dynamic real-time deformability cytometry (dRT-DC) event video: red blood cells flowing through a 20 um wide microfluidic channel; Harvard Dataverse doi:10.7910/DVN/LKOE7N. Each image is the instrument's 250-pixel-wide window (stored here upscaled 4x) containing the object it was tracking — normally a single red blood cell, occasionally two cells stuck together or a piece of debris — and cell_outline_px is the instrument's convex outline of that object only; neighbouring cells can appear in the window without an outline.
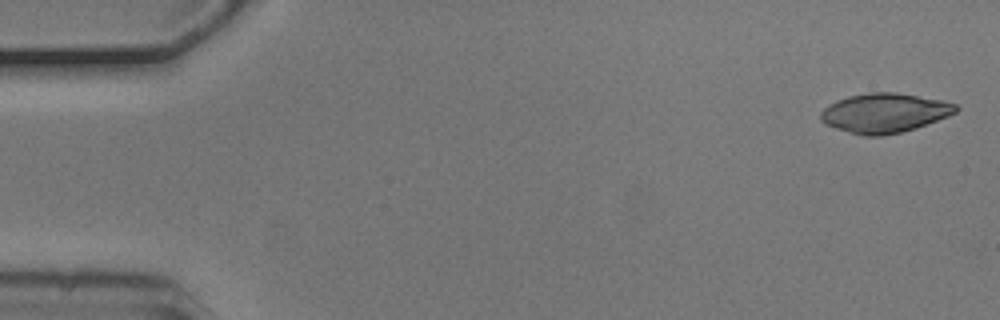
{"species": "common noctule bat (a hibernating species)", "species_latin": "Nyctalus noctula", "temperature_condition": "cold", "stored_images_in_passage": 4, "camera_frame_rate_fps": 3000, "um_per_image_px": 0.085, "animal": {"sex": "male", "body_mass_g": 20.5, "forearm_length_mm": 52.5}, "frame": {"image": 1, "passage_image": 1, "time_ms": 0.0, "image_size_px": [1000, 320], "cell_outline_px": [[960, 108], [956, 112], [948, 116], [916, 128], [900, 132], [880, 136], [864, 136], [848, 132], [824, 124], [820, 120], [820, 112], [828, 104], [836, 100], [848, 96], [868, 92], [896, 92], [944, 100], [956, 104]], "centroid_in_image_um": [75.17, 9.59], "position_along_channel_um": 9.8, "area_um2": 31.27}}